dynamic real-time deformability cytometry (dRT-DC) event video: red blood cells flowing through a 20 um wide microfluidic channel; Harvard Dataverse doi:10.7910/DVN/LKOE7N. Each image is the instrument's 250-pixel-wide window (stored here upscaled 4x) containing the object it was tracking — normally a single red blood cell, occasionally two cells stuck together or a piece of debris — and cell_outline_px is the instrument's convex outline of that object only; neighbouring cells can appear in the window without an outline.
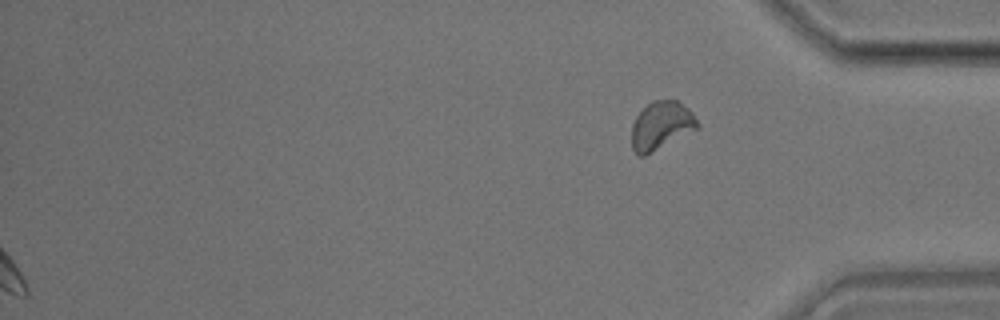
{"species": "common noctule bat (a hibernating species)", "species_latin": "Nyctalus noctula", "temperature_condition": "room temperature", "stored_images_in_passage": 27, "segment_of_instrument_passage": [2, 2], "camera_frame_rate_fps": 3000, "um_per_image_px": 0.085, "animal": {"sex": "male", "body_mass_g": 17.9}, "frame": {"image": 1, "passage_image": 27, "time_ms": 8.667, "image_size_px": [1000, 320], "cell_outline_px": [[700, 128], [644, 156], [636, 156], [632, 148], [632, 124], [636, 116], [652, 100], [676, 100], [688, 108], [692, 112], [700, 124]], "centroid_in_image_um": [56.21, 10.69], "position_along_channel_um": 379.0, "area_um2": 18.55}}